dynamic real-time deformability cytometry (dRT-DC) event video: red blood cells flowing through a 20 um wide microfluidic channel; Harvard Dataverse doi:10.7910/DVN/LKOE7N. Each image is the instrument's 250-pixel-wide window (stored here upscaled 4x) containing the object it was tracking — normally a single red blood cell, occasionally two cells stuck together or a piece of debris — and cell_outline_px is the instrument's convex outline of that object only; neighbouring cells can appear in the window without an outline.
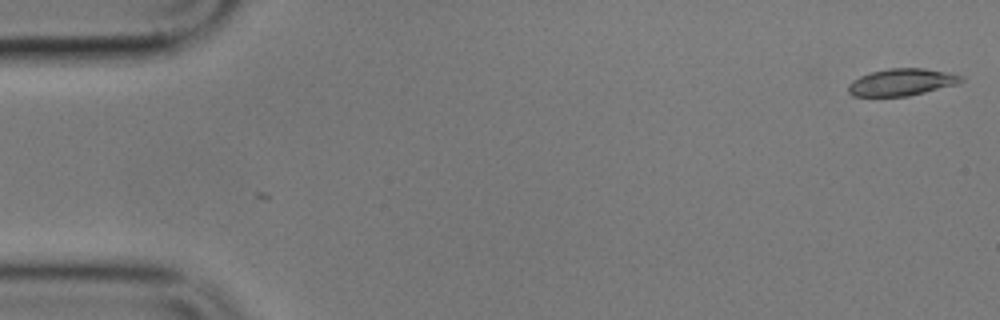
{"species": "common noctule bat (a hibernating species)", "species_latin": "Nyctalus noctula", "temperature_condition": "cold", "stored_images_in_passage": 7, "camera_frame_rate_fps": 3000, "um_per_image_px": 0.085, "animal": {"sex": "male", "body_mass_g": 17.9}, "frame": {"image": 1, "passage_image": 1, "time_ms": 0.0, "image_size_px": [1000, 320], "cell_outline_px": [[964, 80], [956, 84], [908, 96], [852, 96], [848, 92], [848, 84], [852, 80], [860, 76], [872, 72], [888, 68], [924, 68], [964, 76]], "centroid_in_image_um": [76.61, 6.98], "position_along_channel_um": 8.4, "area_um2": 17.63}}
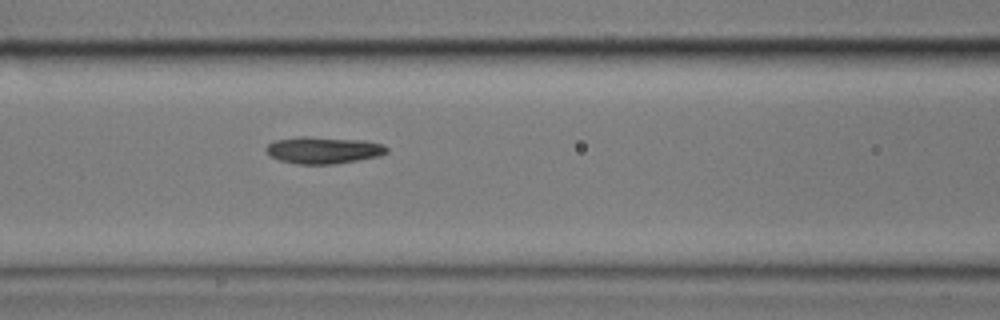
{"frame": {"image": 2, "passage_image": 7, "time_ms": 8.333, "image_size_px": [1000, 320], "cell_outline_px": [[388, 152], [380, 156], [336, 164], [296, 164], [280, 160], [268, 156], [264, 148], [272, 140], [300, 136], [304, 136], [364, 140], [384, 144], [388, 148]], "centroid_in_image_um": [27.46, 12.76], "position_along_channel_um": 139.1, "area_um2": 19.25}}